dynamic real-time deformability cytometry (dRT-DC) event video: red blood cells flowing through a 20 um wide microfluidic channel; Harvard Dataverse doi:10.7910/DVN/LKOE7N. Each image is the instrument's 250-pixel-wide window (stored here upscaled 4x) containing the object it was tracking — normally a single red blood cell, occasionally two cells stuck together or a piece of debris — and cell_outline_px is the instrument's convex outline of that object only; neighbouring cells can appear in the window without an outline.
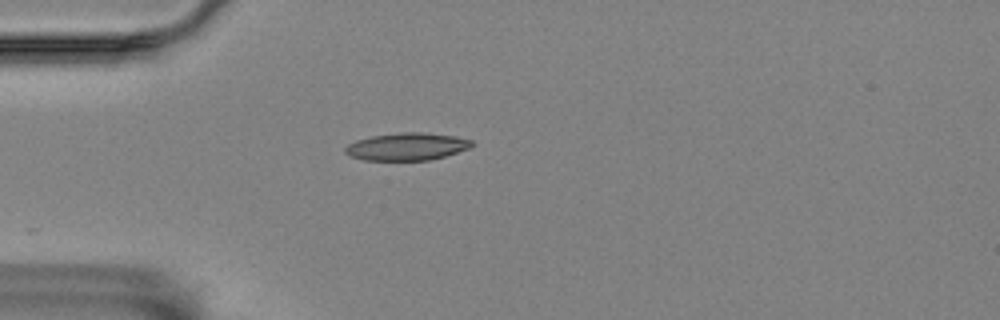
{"species": "Egyptian fruit bat (a non-hibernating species)", "species_latin": "Rousettus aegyptiacus", "temperature_condition": "room temperature", "stored_images_in_passage": 1, "camera_frame_rate_fps": 3000, "um_per_image_px": 0.085, "animal": {"sex": "female"}, "frame": {"image": 1, "passage_image": 1, "time_ms": 0.0, "image_size_px": [1000, 320], "cell_outline_px": [[476, 144], [468, 148], [444, 156], [428, 160], [364, 160], [352, 156], [344, 152], [344, 148], [348, 144], [356, 140], [372, 136], [400, 132], [420, 132], [452, 136], [472, 140]], "centroid_in_image_um": [34.56, 12.45], "position_along_channel_um": 50.4, "area_um2": 20.06}}